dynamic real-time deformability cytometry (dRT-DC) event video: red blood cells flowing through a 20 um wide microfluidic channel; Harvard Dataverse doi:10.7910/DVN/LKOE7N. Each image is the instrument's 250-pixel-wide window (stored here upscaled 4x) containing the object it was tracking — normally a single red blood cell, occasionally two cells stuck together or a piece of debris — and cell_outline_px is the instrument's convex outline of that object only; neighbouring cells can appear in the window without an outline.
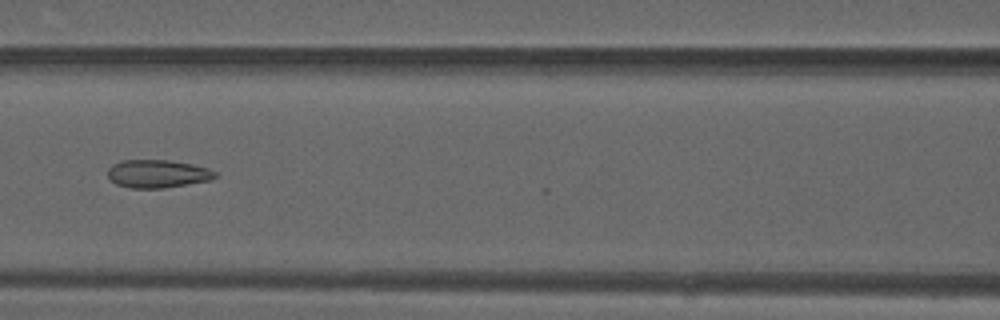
{"species": "common noctule bat (a hibernating species)", "species_latin": "Nyctalus noctula", "temperature_condition": "warm", "stored_images_in_passage": 17, "camera_frame_rate_fps": 3000, "um_per_image_px": 0.085, "animal": {"sex": "male", "forearm_length_mm": 52.5}, "frame": {"image": 1, "passage_image": 14, "time_ms": 4.333, "image_size_px": [1000, 320], "cell_outline_px": [[220, 176], [212, 180], [164, 188], [128, 188], [116, 184], [108, 176], [108, 168], [112, 164], [120, 160], [168, 160], [192, 164], [208, 168], [216, 172]], "centroid_in_image_um": [13.41, 14.77], "position_along_channel_um": 153.2, "area_um2": 17.74}}